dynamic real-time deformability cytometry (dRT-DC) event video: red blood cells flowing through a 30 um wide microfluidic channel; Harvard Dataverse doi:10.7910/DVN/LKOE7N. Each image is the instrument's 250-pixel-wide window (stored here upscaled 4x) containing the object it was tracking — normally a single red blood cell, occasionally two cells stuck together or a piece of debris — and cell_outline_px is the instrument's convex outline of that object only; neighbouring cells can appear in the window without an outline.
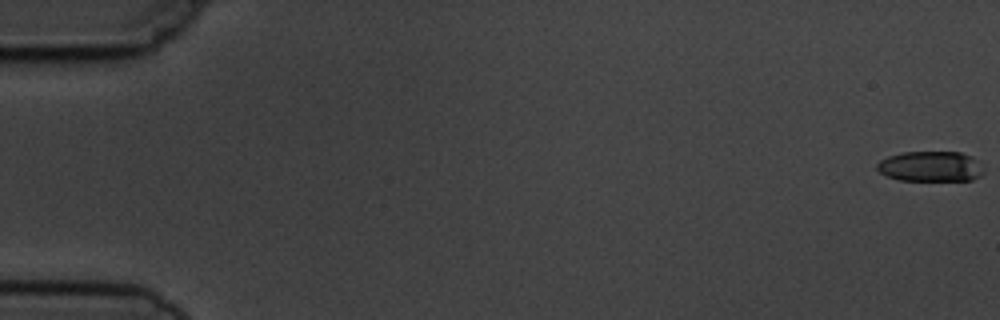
{"species": "common noctule bat (a hibernating species)", "species_latin": "Nyctalus noctula", "temperature_condition": "cold", "stored_images_in_passage": 5, "camera_frame_rate_fps": 3000, "um_per_image_px": 0.085, "animal": {"sex": "male", "body_mass_g": 19.5, "forearm_length_mm": 54.6}, "frame": {"image": 1, "passage_image": 1, "time_ms": 0.0, "image_size_px": [1000, 320], "cell_outline_px": [[984, 172], [980, 176], [972, 180], [900, 180], [888, 176], [880, 172], [876, 168], [876, 164], [880, 160], [888, 156], [904, 152], [960, 152], [972, 156]], "centroid_in_image_um": [79.07, 14.14], "position_along_channel_um": 5.9, "area_um2": 18.67}}
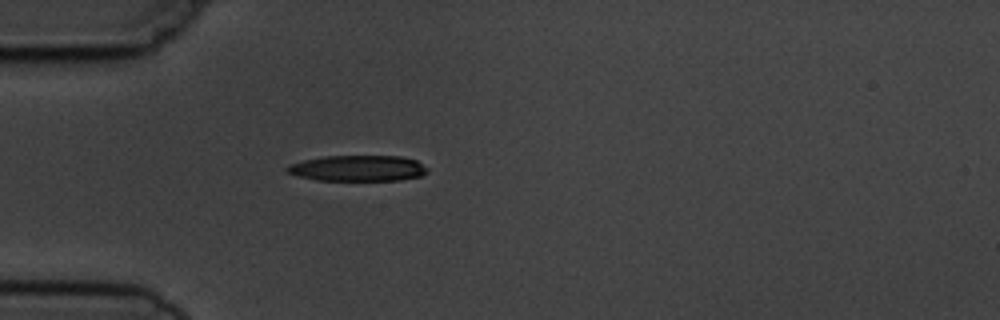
{"frame": {"image": 2, "passage_image": 5, "time_ms": 5.333, "image_size_px": [1000, 320], "cell_outline_px": [[428, 172], [420, 176], [400, 180], [316, 180], [300, 176], [288, 172], [284, 168], [292, 164], [304, 160], [324, 156], [400, 156], [416, 160], [428, 168]], "centroid_in_image_um": [30.46, 14.3], "position_along_channel_um": 54.5, "area_um2": 20.98}}